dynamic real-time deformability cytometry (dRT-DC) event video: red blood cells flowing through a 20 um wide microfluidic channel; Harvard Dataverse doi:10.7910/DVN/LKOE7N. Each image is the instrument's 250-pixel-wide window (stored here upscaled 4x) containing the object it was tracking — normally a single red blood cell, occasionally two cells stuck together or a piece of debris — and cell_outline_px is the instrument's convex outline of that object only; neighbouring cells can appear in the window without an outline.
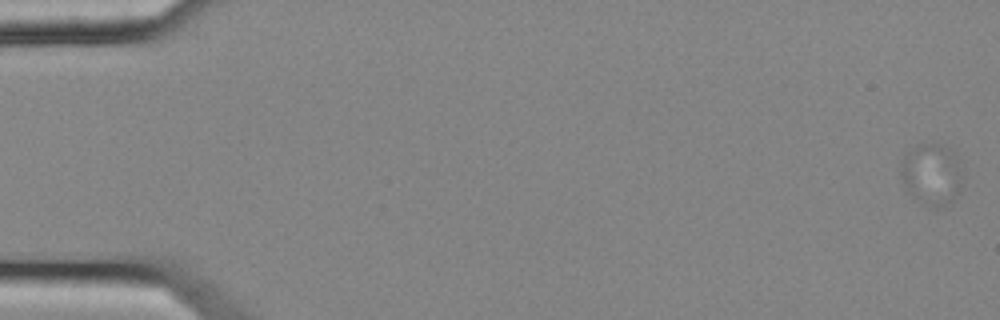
{"species": "common noctule bat (a hibernating species)", "species_latin": "Nyctalus noctula", "temperature_condition": "cold", "stored_images_in_passage": 16, "camera_frame_rate_fps": 3000, "um_per_image_px": 0.085, "animal": {"sex": "female", "body_mass_g": 25.1}, "frame": {"image": 1, "passage_image": 1, "time_ms": 0.0, "image_size_px": [1000, 320], "cell_outline_px": [[960, 184], [952, 200], [936, 208], [916, 196], [904, 188], [900, 176], [900, 168], [904, 156], [916, 144], [940, 144], [948, 148], [956, 156], [960, 172]], "centroid_in_image_um": [79.13, 14.75], "position_along_channel_um": 5.9, "area_um2": 21.15}}